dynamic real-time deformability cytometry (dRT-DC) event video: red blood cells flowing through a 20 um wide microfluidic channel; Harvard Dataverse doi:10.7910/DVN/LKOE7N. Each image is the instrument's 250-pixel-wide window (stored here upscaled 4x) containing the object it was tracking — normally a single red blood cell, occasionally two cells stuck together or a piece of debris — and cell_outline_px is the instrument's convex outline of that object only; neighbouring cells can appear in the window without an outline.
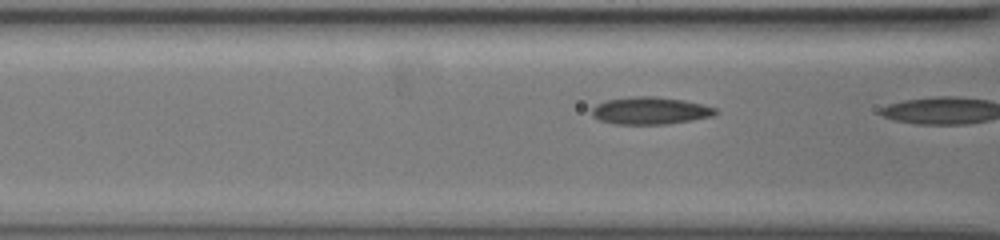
{"species": "common noctule bat (a hibernating species)", "species_latin": "Nyctalus noctula", "temperature_condition": "warm", "stored_images_in_passage": 28, "segment_of_instrument_passage": [2, 2], "camera_frame_rate_fps": 3000, "um_per_image_px": 0.085, "animal": {"sex": "female", "body_mass_g": 19.5, "forearm_length_mm": 54.1}, "frame": {"image": 1, "passage_image": 27, "time_ms": 8.667, "image_size_px": [1000, 240], "cell_outline_px": [[720, 112], [712, 116], [692, 120], [664, 124], [616, 124], [600, 120], [592, 116], [592, 108], [596, 104], [608, 100], [632, 96], [656, 96], [684, 100], [716, 108]], "centroid_in_image_um": [55.27, 9.4], "position_along_channel_um": 111.3, "area_um2": 19.65}}